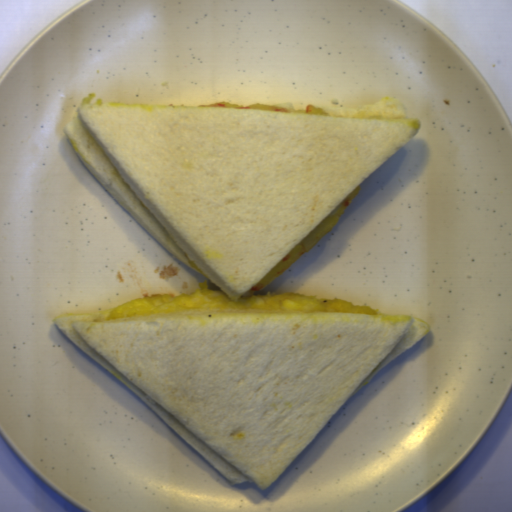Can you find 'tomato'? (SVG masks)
<instances>
[{
    "mask_svg": "<svg viewBox=\"0 0 512 512\" xmlns=\"http://www.w3.org/2000/svg\"><path fill=\"white\" fill-rule=\"evenodd\" d=\"M263 285H253L250 289V292H258L259 290H262Z\"/></svg>",
    "mask_w": 512,
    "mask_h": 512,
    "instance_id": "obj_1",
    "label": "tomato"
},
{
    "mask_svg": "<svg viewBox=\"0 0 512 512\" xmlns=\"http://www.w3.org/2000/svg\"><path fill=\"white\" fill-rule=\"evenodd\" d=\"M274 111H276V112H286V113H290L291 114V111H289V109L281 108V107L276 108Z\"/></svg>",
    "mask_w": 512,
    "mask_h": 512,
    "instance_id": "obj_2",
    "label": "tomato"
},
{
    "mask_svg": "<svg viewBox=\"0 0 512 512\" xmlns=\"http://www.w3.org/2000/svg\"><path fill=\"white\" fill-rule=\"evenodd\" d=\"M350 205V198H346L342 202V206L348 207Z\"/></svg>",
    "mask_w": 512,
    "mask_h": 512,
    "instance_id": "obj_3",
    "label": "tomato"
},
{
    "mask_svg": "<svg viewBox=\"0 0 512 512\" xmlns=\"http://www.w3.org/2000/svg\"><path fill=\"white\" fill-rule=\"evenodd\" d=\"M211 107L226 108V105L224 103H214Z\"/></svg>",
    "mask_w": 512,
    "mask_h": 512,
    "instance_id": "obj_4",
    "label": "tomato"
},
{
    "mask_svg": "<svg viewBox=\"0 0 512 512\" xmlns=\"http://www.w3.org/2000/svg\"><path fill=\"white\" fill-rule=\"evenodd\" d=\"M236 108L237 110H250L251 108L250 107H234Z\"/></svg>",
    "mask_w": 512,
    "mask_h": 512,
    "instance_id": "obj_5",
    "label": "tomato"
},
{
    "mask_svg": "<svg viewBox=\"0 0 512 512\" xmlns=\"http://www.w3.org/2000/svg\"><path fill=\"white\" fill-rule=\"evenodd\" d=\"M290 257H291L290 254H287L281 261L286 262L287 260L290 259Z\"/></svg>",
    "mask_w": 512,
    "mask_h": 512,
    "instance_id": "obj_6",
    "label": "tomato"
},
{
    "mask_svg": "<svg viewBox=\"0 0 512 512\" xmlns=\"http://www.w3.org/2000/svg\"><path fill=\"white\" fill-rule=\"evenodd\" d=\"M310 105H311V104H310ZM310 105H307V107H306V112H307V114H308V113H310V111H311V110H310Z\"/></svg>",
    "mask_w": 512,
    "mask_h": 512,
    "instance_id": "obj_7",
    "label": "tomato"
}]
</instances>
